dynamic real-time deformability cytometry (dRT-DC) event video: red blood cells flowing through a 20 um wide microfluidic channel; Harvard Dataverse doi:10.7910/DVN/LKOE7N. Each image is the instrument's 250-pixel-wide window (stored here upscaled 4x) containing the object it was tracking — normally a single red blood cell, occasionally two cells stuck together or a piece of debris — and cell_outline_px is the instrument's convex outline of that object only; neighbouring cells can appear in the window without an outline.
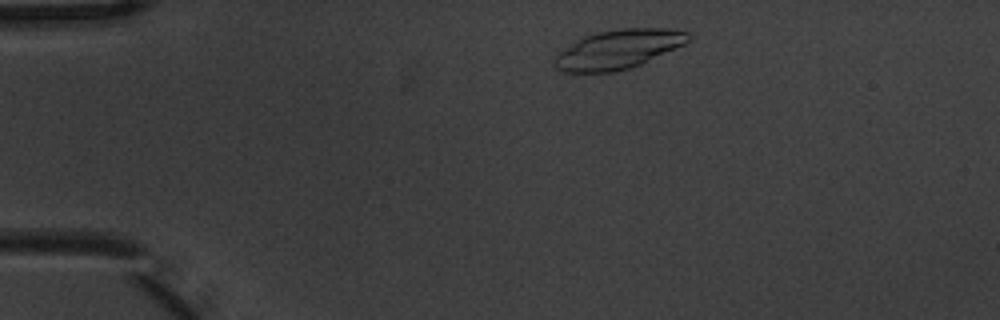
{"species": "common noctule bat (a hibernating species)", "species_latin": "Nyctalus noctula", "temperature_condition": "warm", "stored_images_in_passage": 2, "camera_frame_rate_fps": 3000, "um_per_image_px": 0.085, "animal": {"sex": "male", "body_mass_g": 20.1, "forearm_length_mm": 53.5}, "frame": {"image": 1, "passage_image": 1, "time_ms": 0.0, "image_size_px": [1000, 320], "cell_outline_px": [[692, 36], [684, 44], [640, 64], [628, 68], [612, 72], [560, 72], [552, 64], [556, 56], [560, 52], [576, 40], [584, 36], [600, 32], [620, 28], [664, 28], [688, 32]], "centroid_in_image_um": [52.53, 4.19], "position_along_channel_um": 32.5, "area_um2": 30.11}}